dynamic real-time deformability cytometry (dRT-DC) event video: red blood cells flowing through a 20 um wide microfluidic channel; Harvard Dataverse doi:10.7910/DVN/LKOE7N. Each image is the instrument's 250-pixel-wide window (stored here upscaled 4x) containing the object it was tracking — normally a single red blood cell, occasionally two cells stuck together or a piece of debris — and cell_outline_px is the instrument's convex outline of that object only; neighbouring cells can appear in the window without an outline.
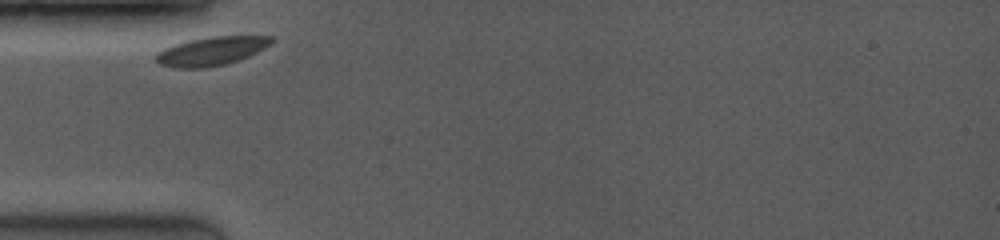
{"species": "common noctule bat (a hibernating species)", "species_latin": "Nyctalus noctula", "temperature_condition": "room temperature", "stored_images_in_passage": 22, "camera_frame_rate_fps": 3500, "um_per_image_px": 0.085, "animal": {"sex": "female", "body_mass_g": 19.0, "forearm_length_mm": 53.3}, "frame": {"image": 1, "passage_image": 1, "time_ms": 0.0, "image_size_px": [1000, 240], "cell_outline_px": [[272, 44], [248, 56], [224, 64], [204, 68], [176, 68], [160, 64], [156, 60], [156, 52], [172, 44], [188, 40], [212, 36], [272, 36]], "centroid_in_image_um": [17.92, 4.33], "position_along_channel_um": 67.1, "area_um2": 19.19}}
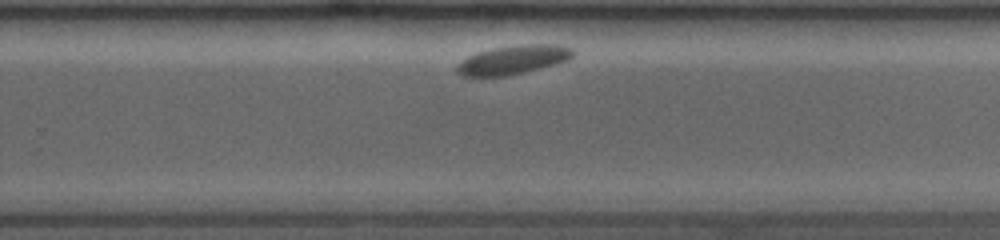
{"frame": {"image": 2, "passage_image": 15, "time_ms": 6.286, "image_size_px": [1000, 240], "cell_outline_px": [[576, 52], [568, 60], [556, 64], [524, 72], [504, 76], [464, 76], [456, 72], [456, 68], [468, 56], [476, 52], [492, 48], [520, 44], [556, 44], [572, 48]], "centroid_in_image_um": [43.66, 5.07], "position_along_channel_um": 286.1, "area_um2": 19.48}}
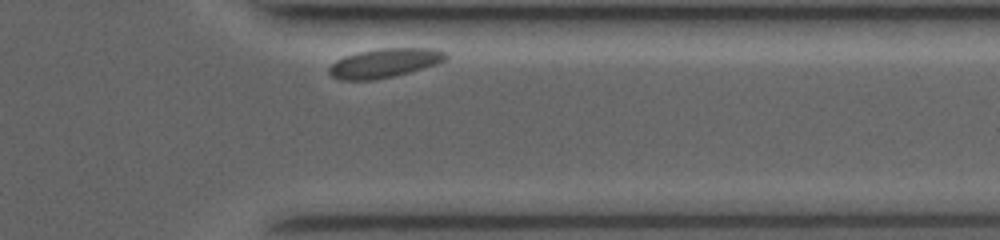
{"frame": {"image": 3, "passage_image": 21, "time_ms": 8.857, "image_size_px": [1000, 240], "cell_outline_px": [[448, 60], [436, 64], [408, 72], [392, 76], [372, 80], [340, 80], [332, 76], [328, 72], [328, 68], [336, 60], [344, 56], [356, 52], [380, 48], [436, 48], [448, 52]], "centroid_in_image_um": [32.71, 5.34], "position_along_channel_um": 378.7, "area_um2": 19.94}}